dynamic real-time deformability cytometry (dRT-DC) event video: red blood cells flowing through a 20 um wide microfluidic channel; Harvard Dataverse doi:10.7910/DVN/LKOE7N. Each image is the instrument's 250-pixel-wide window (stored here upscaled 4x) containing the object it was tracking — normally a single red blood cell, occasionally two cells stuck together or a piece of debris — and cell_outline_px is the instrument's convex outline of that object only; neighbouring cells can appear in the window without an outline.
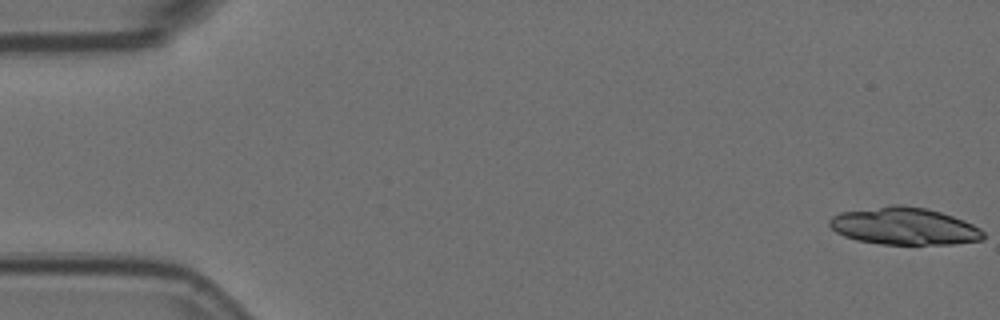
{"species": "Egyptian fruit bat (a non-hibernating species)", "species_latin": "Rousettus aegyptiacus", "temperature_condition": "room temperature", "stored_images_in_passage": 57, "camera_frame_rate_fps": 3000, "um_per_image_px": 0.085, "animal": {"sex": "female"}, "frame": {"image": 1, "passage_image": 1, "time_ms": 0.0, "image_size_px": [1000, 320], "cell_outline_px": [[984, 240], [952, 244], [880, 244], [856, 240], [844, 236], [836, 232], [828, 224], [828, 220], [832, 216], [840, 212], [892, 204], [900, 204], [924, 208], [940, 212], [964, 220], [980, 228], [984, 232]], "centroid_in_image_um": [76.84, 19.22], "position_along_channel_um": 8.2, "area_um2": 33.58}}
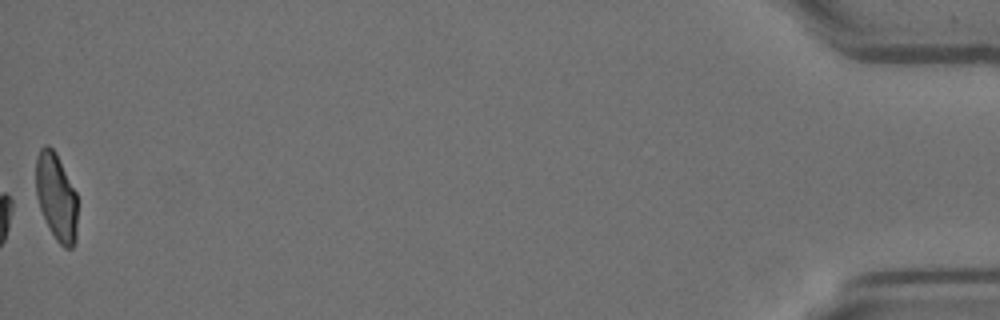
{"frame": {"image": 2, "passage_image": 57, "time_ms": 18.667, "image_size_px": [1000, 320], "cell_outline_px": [[76, 240], [72, 248], [64, 248], [56, 240], [40, 208], [36, 196], [36, 156], [40, 148], [44, 144], [48, 144], [56, 152], [76, 192]], "centroid_in_image_um": [4.78, 16.69], "position_along_channel_um": 430.4, "area_um2": 21.04}, "authors_computed_cell_mechanics": {"area_um2": 18.4382, "velocity_mm_per_s": 3.5715, "shape_relaxation_time_tau1_ms": 7.5375, "shape_relaxation_time_tau2_ms": null, "deformation_change_tau1": 0.1752, "deformation_change_tau2": null}}